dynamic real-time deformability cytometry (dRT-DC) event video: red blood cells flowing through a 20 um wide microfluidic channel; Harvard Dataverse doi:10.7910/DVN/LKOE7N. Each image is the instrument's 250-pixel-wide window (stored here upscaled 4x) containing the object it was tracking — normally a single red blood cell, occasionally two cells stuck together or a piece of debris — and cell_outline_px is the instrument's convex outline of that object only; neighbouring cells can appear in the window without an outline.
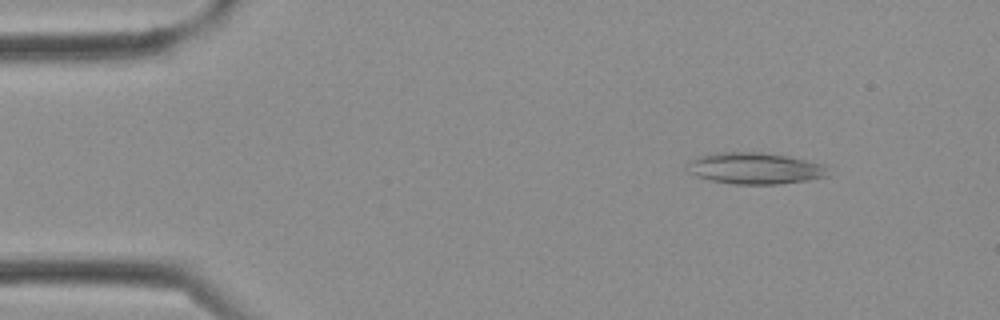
{"species": "Egyptian fruit bat (a non-hibernating species)", "species_latin": "Rousettus aegyptiacus", "temperature_condition": "cold", "stored_images_in_passage": 2, "camera_frame_rate_fps": 3000, "um_per_image_px": 0.085, "frame": {"image": 1, "passage_image": 1, "time_ms": 0.0, "image_size_px": [1000, 320], "cell_outline_px": [[828, 176], [780, 184], [736, 184], [712, 180], [696, 176], [688, 172], [688, 164], [692, 160], [700, 156], [716, 152], [760, 152], [788, 156], [808, 160], [824, 164]], "centroid_in_image_um": [64.17, 14.3], "position_along_channel_um": 20.8, "area_um2": 25.55}}